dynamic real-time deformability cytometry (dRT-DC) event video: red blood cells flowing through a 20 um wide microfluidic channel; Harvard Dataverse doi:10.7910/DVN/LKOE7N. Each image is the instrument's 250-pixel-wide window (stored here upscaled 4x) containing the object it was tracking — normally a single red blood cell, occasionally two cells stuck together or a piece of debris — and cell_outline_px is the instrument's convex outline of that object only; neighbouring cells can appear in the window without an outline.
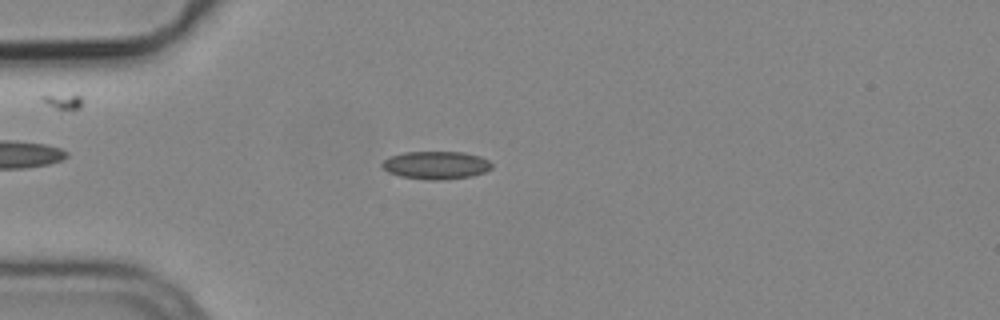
{"species": "common noctule bat (a hibernating species)", "species_latin": "Nyctalus noctula", "temperature_condition": "cold", "stored_images_in_passage": 6, "camera_frame_rate_fps": 3000, "um_per_image_px": 0.085, "animal": {"sex": "male", "body_mass_g": 19.2, "forearm_length_mm": 51.8}, "frame": {"image": 1, "passage_image": 3, "time_ms": 0.667, "image_size_px": [1000, 320], "cell_outline_px": [[492, 168], [484, 172], [472, 176], [444, 180], [428, 180], [400, 176], [388, 172], [380, 164], [384, 160], [392, 156], [404, 152], [464, 152], [480, 156], [488, 160], [492, 164]], "centroid_in_image_um": [37.08, 14.04], "position_along_channel_um": 47.9, "area_um2": 17.86}}
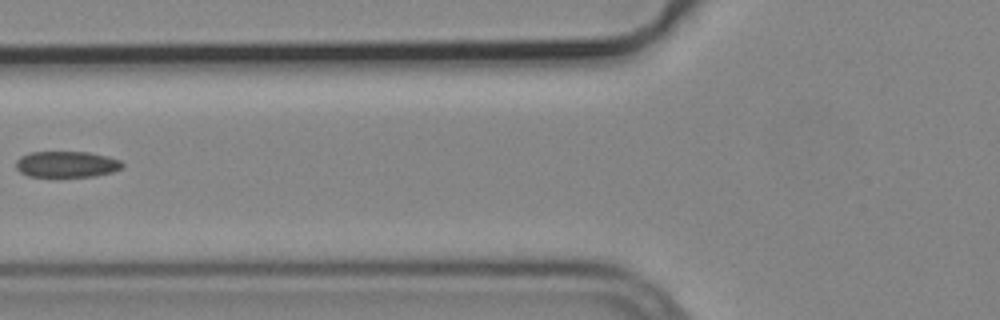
{"frame": {"image": 2, "passage_image": 5, "time_ms": 1.333, "image_size_px": [1000, 320], "cell_outline_px": [[124, 164], [120, 168], [112, 172], [96, 176], [56, 180], [28, 176], [20, 172], [16, 168], [16, 160], [20, 156], [28, 152], [88, 152], [108, 156], [120, 160]], "centroid_in_image_um": [5.61, 14.02], "position_along_channel_um": 120.2, "area_um2": 17.17}}
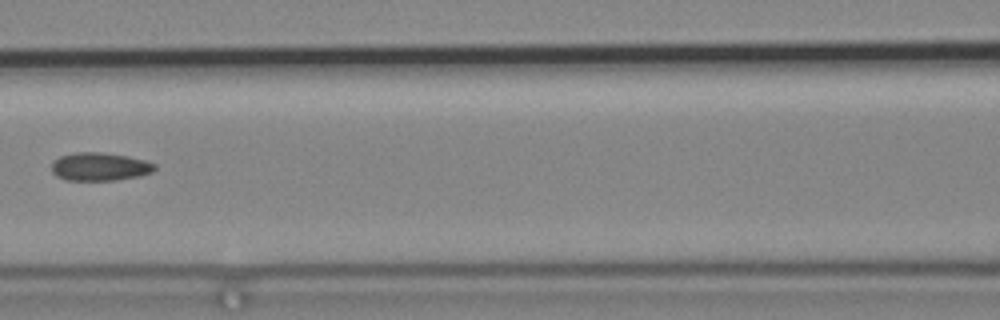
{"frame": {"image": 3, "passage_image": 6, "time_ms": 1.667, "image_size_px": [1000, 320], "cell_outline_px": [[156, 168], [152, 172], [140, 176], [116, 180], [64, 180], [56, 176], [52, 172], [52, 160], [60, 156], [76, 152], [100, 152], [128, 156], [144, 160], [156, 164]], "centroid_in_image_um": [8.46, 14.17], "position_along_channel_um": 158.1, "area_um2": 17.05}}